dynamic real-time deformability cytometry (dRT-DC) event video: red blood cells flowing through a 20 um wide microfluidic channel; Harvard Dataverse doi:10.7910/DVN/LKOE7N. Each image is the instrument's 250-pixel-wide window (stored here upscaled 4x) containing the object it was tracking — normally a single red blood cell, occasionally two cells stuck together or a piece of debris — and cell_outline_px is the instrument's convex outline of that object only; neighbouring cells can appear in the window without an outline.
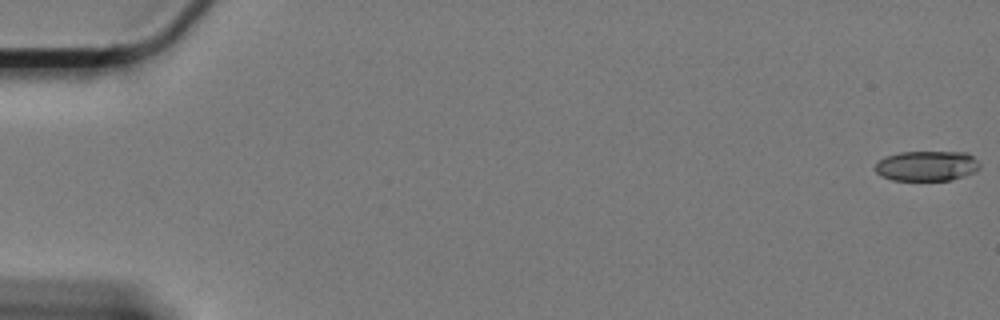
{"species": "Egyptian fruit bat (a non-hibernating species)", "species_latin": "Rousettus aegyptiacus", "temperature_condition": "cold", "stored_images_in_passage": 15, "camera_frame_rate_fps": 3000, "um_per_image_px": 0.085, "animal": {"sex": "female"}, "frame": {"image": 1, "passage_image": 1, "time_ms": 0.0, "image_size_px": [1000, 320], "cell_outline_px": [[980, 168], [976, 172], [952, 180], [892, 180], [880, 176], [876, 172], [876, 164], [884, 156], [900, 152], [968, 152], [980, 164]], "centroid_in_image_um": [78.79, 14.1], "position_along_channel_um": 6.2, "area_um2": 18.5}}